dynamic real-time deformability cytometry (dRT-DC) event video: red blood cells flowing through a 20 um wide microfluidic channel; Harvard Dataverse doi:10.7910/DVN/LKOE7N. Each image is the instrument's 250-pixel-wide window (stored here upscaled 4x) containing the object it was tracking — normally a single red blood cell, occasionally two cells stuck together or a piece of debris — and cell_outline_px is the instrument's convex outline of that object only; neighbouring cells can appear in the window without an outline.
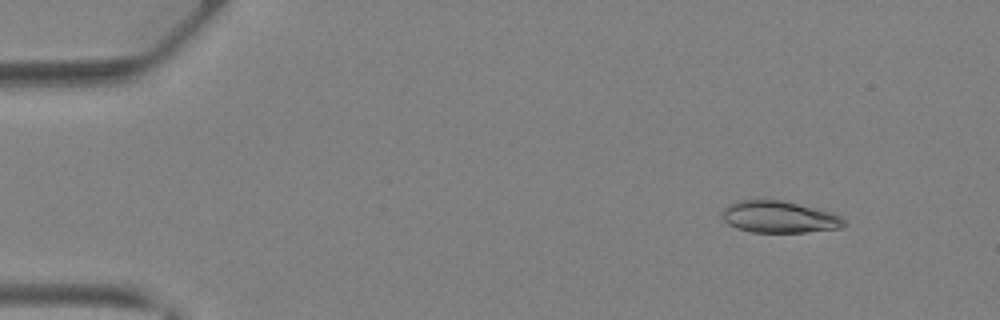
{"species": "Egyptian fruit bat (a non-hibernating species)", "species_latin": "Rousettus aegyptiacus", "temperature_condition": "warm", "stored_images_in_passage": 42, "camera_frame_rate_fps": 3000, "um_per_image_px": 0.085, "animal": {"sex": "female"}, "frame": {"image": 1, "passage_image": 5, "time_ms": 1.333, "image_size_px": [1000, 320], "cell_outline_px": [[848, 224], [840, 228], [804, 232], [752, 232], [736, 228], [728, 224], [720, 216], [724, 208], [728, 204], [736, 200], [764, 196], [784, 200], [832, 212], [840, 216]], "centroid_in_image_um": [66.17, 18.39], "position_along_channel_um": 18.8, "area_um2": 23.47}}
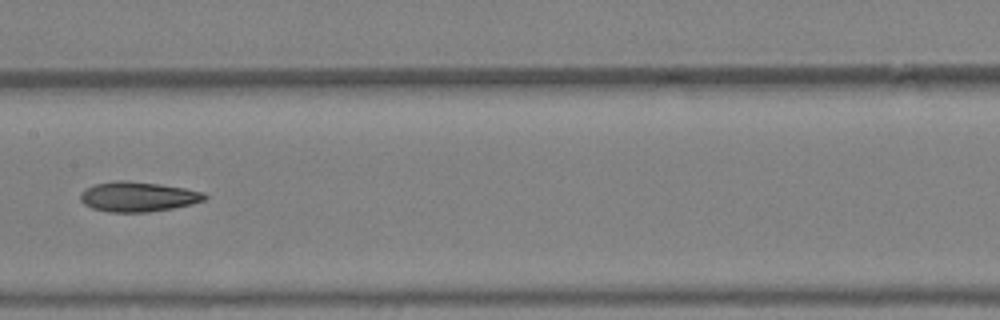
{"frame": {"image": 2, "passage_image": 22, "time_ms": 7.0, "image_size_px": [1000, 320], "cell_outline_px": [[208, 196], [204, 200], [192, 204], [172, 208], [148, 212], [108, 212], [92, 208], [84, 204], [80, 200], [80, 192], [84, 188], [96, 184], [116, 180], [128, 180], [160, 184], [184, 188], [204, 192]], "centroid_in_image_um": [11.7, 16.71], "position_along_channel_um": 195.7, "area_um2": 21.79}}
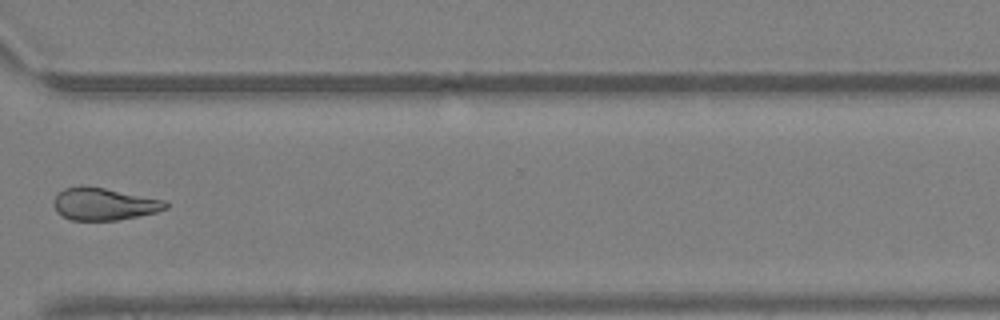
{"frame": {"image": 3, "passage_image": 32, "time_ms": 10.333, "image_size_px": [1000, 320], "cell_outline_px": [[168, 208], [156, 212], [116, 220], [72, 220], [56, 212], [52, 204], [52, 200], [64, 188], [80, 184], [84, 184], [168, 200]], "centroid_in_image_um": [8.83, 17.31], "position_along_channel_um": 361.8, "area_um2": 21.39}, "authors_computed_cell_mechanics": {"area_um2": 22.1374, "velocity_mm_per_s": 4.9932, "shape_relaxation_time_tau1_ms": null, "shape_relaxation_time_tau2_ms": 5.4441, "deformation_change_tau1": null, "deformation_change_tau2": 0.1294}}